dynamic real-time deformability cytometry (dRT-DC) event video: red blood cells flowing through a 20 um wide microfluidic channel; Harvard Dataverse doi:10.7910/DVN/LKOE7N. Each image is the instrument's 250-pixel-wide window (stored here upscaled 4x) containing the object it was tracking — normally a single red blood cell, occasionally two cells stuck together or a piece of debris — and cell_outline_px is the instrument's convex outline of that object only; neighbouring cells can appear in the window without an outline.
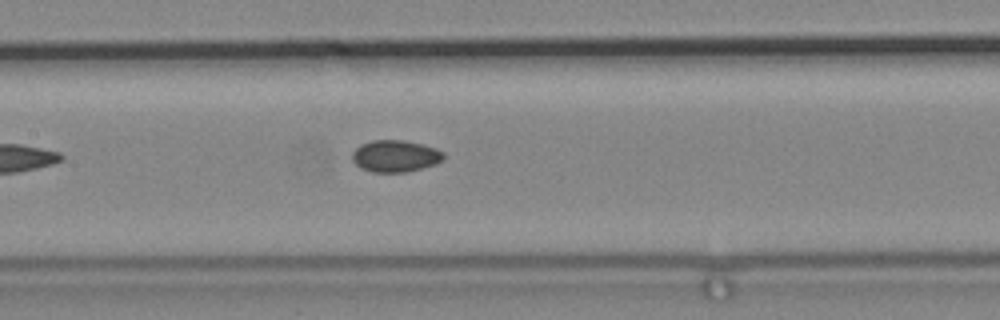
{"species": "common noctule bat (a hibernating species)", "species_latin": "Nyctalus noctula", "temperature_condition": "cold", "stored_images_in_passage": 8, "segment_of_instrument_passage": [2, 2], "camera_frame_rate_fps": 3000, "um_per_image_px": 0.085, "animal": {"sex": "male", "body_mass_g": 19.2, "forearm_length_mm": 51.8}, "frame": {"image": 1, "passage_image": 8, "time_ms": 2.333, "image_size_px": [1000, 320], "cell_outline_px": [[444, 160], [436, 164], [408, 172], [372, 172], [360, 168], [352, 160], [352, 152], [360, 144], [372, 140], [404, 140], [436, 148], [444, 152]], "centroid_in_image_um": [33.6, 13.27], "position_along_channel_um": 173.8, "area_um2": 17.11}}